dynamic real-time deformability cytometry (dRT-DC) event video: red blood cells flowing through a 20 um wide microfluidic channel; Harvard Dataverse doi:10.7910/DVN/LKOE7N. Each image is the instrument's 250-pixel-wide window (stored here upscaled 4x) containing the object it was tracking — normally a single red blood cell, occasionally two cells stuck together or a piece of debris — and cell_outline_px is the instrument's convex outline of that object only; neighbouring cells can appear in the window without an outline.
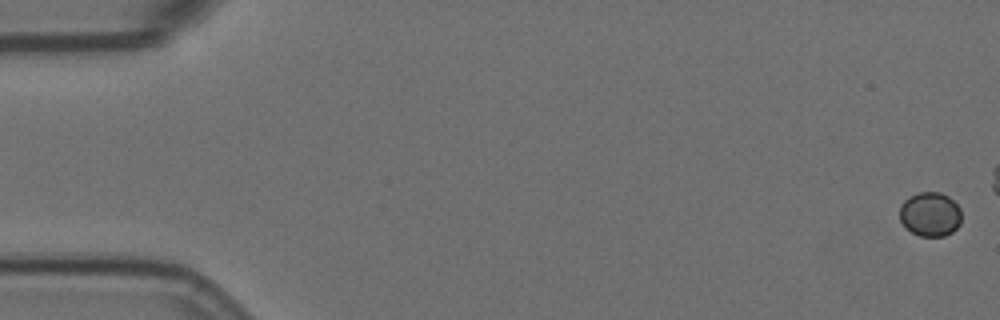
{"species": "Egyptian fruit bat (a non-hibernating species)", "species_latin": "Rousettus aegyptiacus", "temperature_condition": "room temperature", "stored_images_in_passage": 8, "camera_frame_rate_fps": 3000, "um_per_image_px": 0.085, "animal": {"sex": "female"}, "frame": {"image": 1, "passage_image": 1, "time_ms": 0.0, "image_size_px": [1000, 320], "cell_outline_px": [[960, 224], [952, 232], [944, 236], [920, 236], [912, 232], [900, 220], [900, 204], [908, 196], [920, 192], [940, 192], [948, 196], [960, 208]], "centroid_in_image_um": [79.05, 18.2], "position_along_channel_um": 5.9, "area_um2": 15.9}}
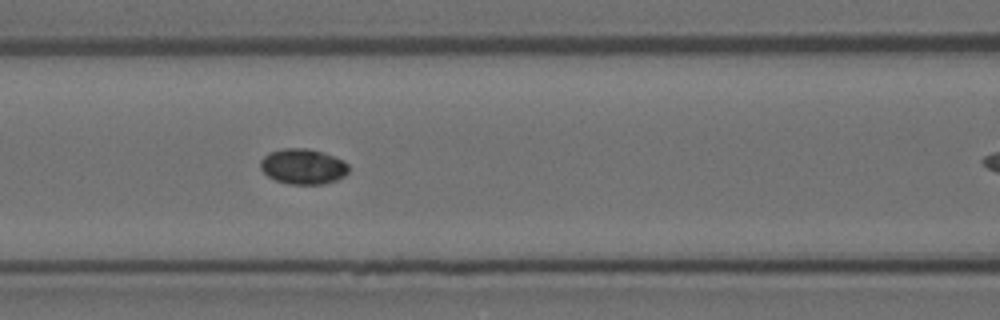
{"frame": {"image": 2, "passage_image": 7, "time_ms": 2.0, "image_size_px": [1000, 320], "cell_outline_px": [[348, 172], [344, 176], [336, 180], [324, 184], [288, 184], [276, 180], [268, 176], [260, 168], [260, 160], [268, 152], [284, 148], [308, 148], [324, 152], [344, 160], [348, 164]], "centroid_in_image_um": [25.76, 14.14], "position_along_channel_um": 140.8, "area_um2": 18.38}}